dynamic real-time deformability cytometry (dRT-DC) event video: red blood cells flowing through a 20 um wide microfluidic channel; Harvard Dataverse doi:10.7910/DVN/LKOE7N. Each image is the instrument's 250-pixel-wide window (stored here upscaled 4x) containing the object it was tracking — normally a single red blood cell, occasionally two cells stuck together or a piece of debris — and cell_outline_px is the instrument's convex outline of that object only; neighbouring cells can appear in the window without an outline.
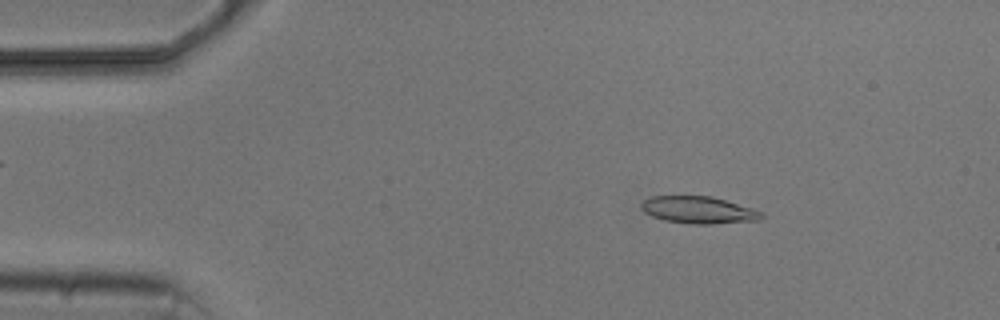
{"species": "common noctule bat (a hibernating species)", "species_latin": "Nyctalus noctula", "temperature_condition": "cold", "stored_images_in_passage": 3, "camera_frame_rate_fps": 3000, "um_per_image_px": 0.085, "animal": {"sex": "male", "body_mass_g": 20.5, "forearm_length_mm": 52.5}, "frame": {"image": 1, "passage_image": 2, "time_ms": 1.333, "image_size_px": [1000, 320], "cell_outline_px": [[764, 216], [760, 220], [712, 224], [688, 224], [664, 220], [652, 216], [644, 212], [640, 208], [640, 204], [644, 200], [652, 196], [712, 196], [752, 208], [764, 212]], "centroid_in_image_um": [59.38, 17.85], "position_along_channel_um": 25.6, "area_um2": 19.13}}